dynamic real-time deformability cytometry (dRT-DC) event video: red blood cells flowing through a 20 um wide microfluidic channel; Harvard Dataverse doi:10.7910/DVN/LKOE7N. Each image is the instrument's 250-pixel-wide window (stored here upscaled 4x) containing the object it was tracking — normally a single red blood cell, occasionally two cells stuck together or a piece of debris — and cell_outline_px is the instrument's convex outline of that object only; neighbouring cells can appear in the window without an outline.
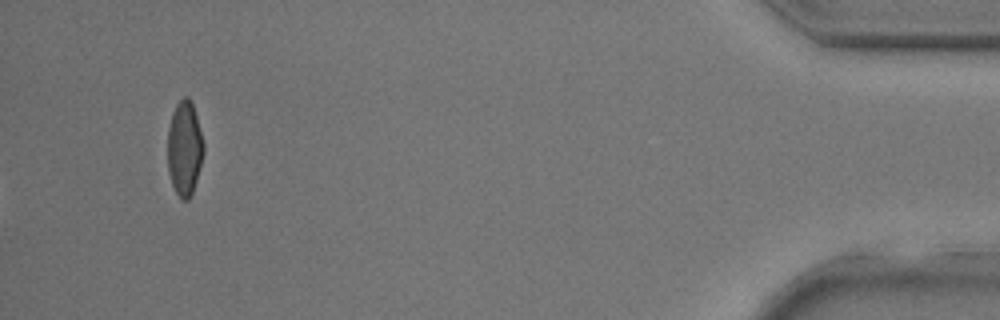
{"species": "common noctule bat (a hibernating species)", "species_latin": "Nyctalus noctula", "temperature_condition": "room temperature", "stored_images_in_passage": 32, "camera_frame_rate_fps": 3000, "um_per_image_px": 0.085, "animal": {"sex": "male", "body_mass_g": 17.9, "forearm_length_mm": 54.2}, "frame": {"image": 1, "passage_image": 32, "time_ms": 10.333, "image_size_px": [1000, 320], "cell_outline_px": [[204, 152], [192, 196], [188, 200], [180, 200], [172, 184], [168, 172], [168, 128], [172, 112], [176, 104], [184, 96], [188, 96], [192, 100], [204, 144]], "centroid_in_image_um": [15.68, 12.61], "position_along_channel_um": 419.5, "area_um2": 20.06}}